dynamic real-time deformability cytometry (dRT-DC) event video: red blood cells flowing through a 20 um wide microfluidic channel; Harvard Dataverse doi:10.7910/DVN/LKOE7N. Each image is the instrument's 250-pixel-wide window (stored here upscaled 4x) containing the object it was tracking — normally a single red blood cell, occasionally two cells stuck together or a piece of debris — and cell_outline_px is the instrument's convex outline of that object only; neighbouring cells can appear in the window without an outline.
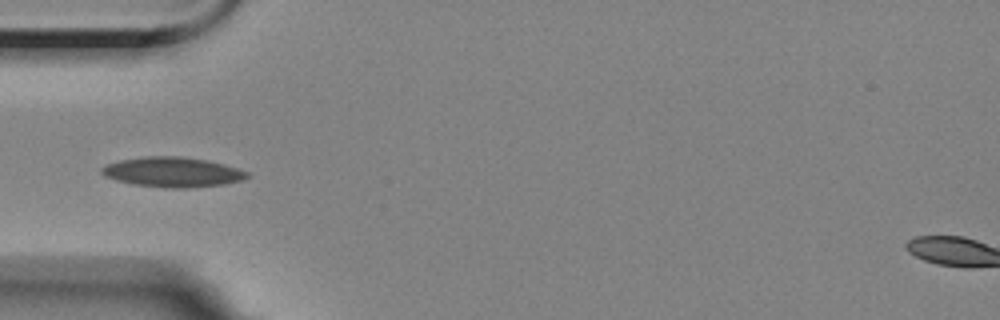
{"species": "Egyptian fruit bat (a non-hibernating species)", "species_latin": "Rousettus aegyptiacus", "temperature_condition": "room temperature", "stored_images_in_passage": 14, "camera_frame_rate_fps": 3000, "um_per_image_px": 0.085, "animal": {"sex": "female"}, "frame": {"image": 1, "passage_image": 4, "time_ms": 4.667, "image_size_px": [1000, 320], "cell_outline_px": [[252, 176], [244, 180], [224, 184], [192, 188], [164, 188], [132, 184], [116, 180], [104, 176], [100, 172], [100, 168], [108, 164], [120, 160], [144, 156], [180, 156], [204, 160], [224, 164], [248, 172]], "centroid_in_image_um": [14.67, 14.64], "position_along_channel_um": 70.3, "area_um2": 25.55}}
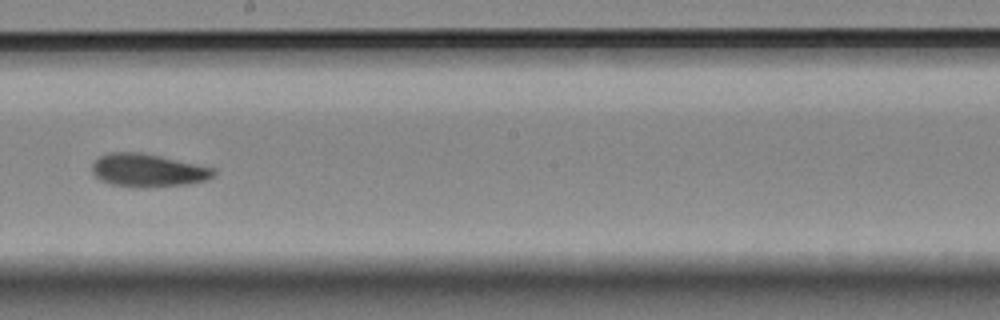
{"frame": {"image": 2, "passage_image": 8, "time_ms": 9.333, "image_size_px": [1000, 320], "cell_outline_px": [[216, 176], [208, 180], [188, 184], [136, 188], [112, 184], [100, 180], [92, 172], [92, 164], [100, 156], [108, 152], [140, 152], [216, 168]], "centroid_in_image_um": [12.6, 14.48], "position_along_channel_um": 235.6, "area_um2": 23.52}}
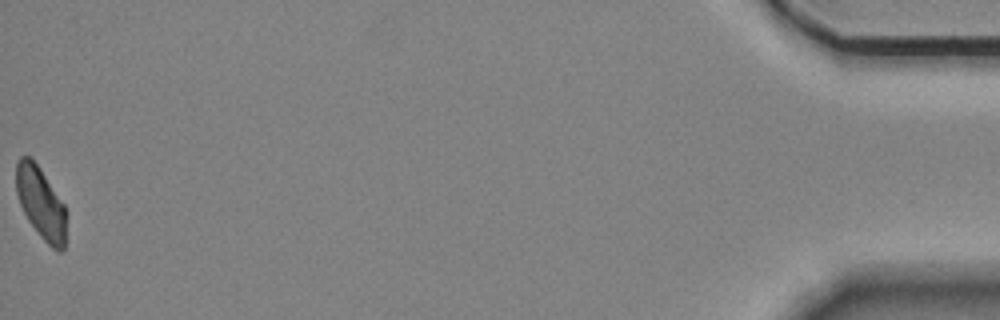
{"frame": {"image": 3, "passage_image": 14, "time_ms": 17.667, "image_size_px": [1000, 320], "cell_outline_px": [[68, 216], [64, 252], [60, 252], [52, 248], [40, 236], [28, 220], [20, 204], [16, 192], [16, 160], [20, 156], [32, 156], [64, 204], [68, 212]], "centroid_in_image_um": [3.5, 17.27], "position_along_channel_um": 431.7, "area_um2": 21.5}, "authors_computed_cell_mechanics": {"area_um2": 23.3801, "velocity_mm_per_s": 3.5327, "shape_relaxation_time_tau1_ms": 4.3934, "shape_relaxation_time_tau2_ms": 2.2608, "deformation_change_tau1": 0.0891, "deformation_change_tau2": 0.0658}}